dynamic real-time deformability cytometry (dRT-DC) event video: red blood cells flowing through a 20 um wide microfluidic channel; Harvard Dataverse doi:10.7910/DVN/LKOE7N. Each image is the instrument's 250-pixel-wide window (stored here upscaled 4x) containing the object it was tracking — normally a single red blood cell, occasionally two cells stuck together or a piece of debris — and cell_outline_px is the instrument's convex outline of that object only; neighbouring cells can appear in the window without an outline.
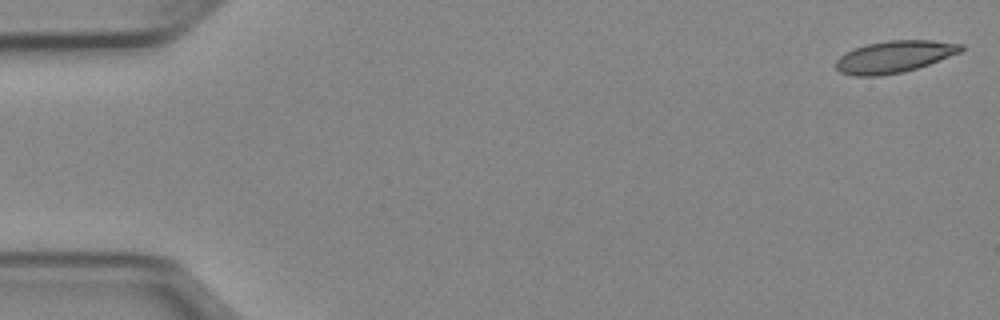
{"species": "Egyptian fruit bat (a non-hibernating species)", "species_latin": "Rousettus aegyptiacus", "temperature_condition": "cold", "stored_images_in_passage": 51, "camera_frame_rate_fps": 3000, "um_per_image_px": 0.085, "animal": {"sex": "female"}, "frame": {"image": 1, "passage_image": 1, "time_ms": 0.0, "image_size_px": [1000, 320], "cell_outline_px": [[964, 48], [960, 52], [928, 64], [904, 72], [880, 76], [856, 76], [840, 72], [836, 68], [836, 60], [844, 52], [868, 44], [888, 40], [932, 40], [964, 44]], "centroid_in_image_um": [76.0, 4.82], "position_along_channel_um": 9.0, "area_um2": 23.18}}
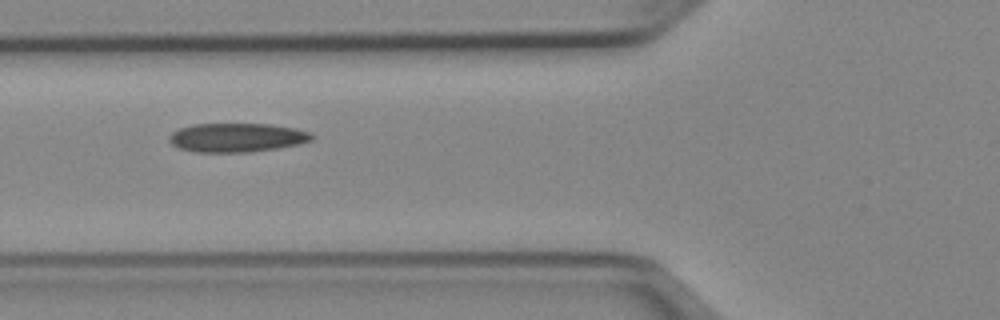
{"frame": {"image": 2, "passage_image": 19, "time_ms": 6.0, "image_size_px": [1000, 320], "cell_outline_px": [[316, 136], [312, 140], [300, 144], [276, 148], [248, 152], [192, 152], [180, 148], [172, 144], [168, 140], [168, 136], [172, 132], [180, 128], [192, 124], [268, 124], [296, 128], [312, 132]], "centroid_in_image_um": [20.15, 11.69], "position_along_channel_um": 105.6, "area_um2": 24.22}}
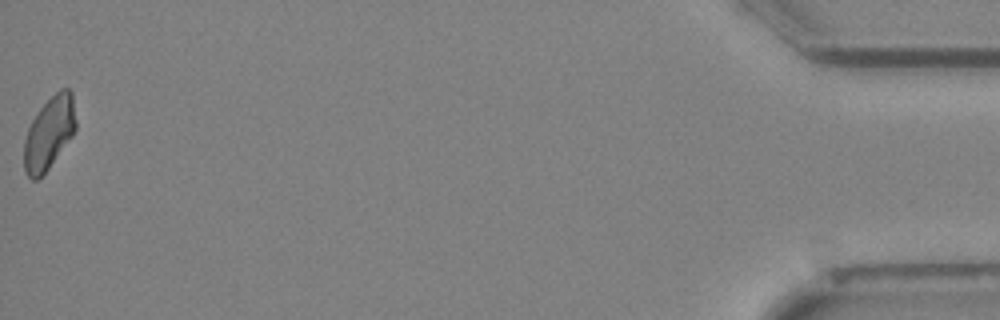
{"frame": {"image": 3, "passage_image": 51, "time_ms": 16.667, "image_size_px": [1000, 320], "cell_outline_px": [[76, 128], [72, 136], [48, 168], [36, 180], [32, 180], [28, 176], [24, 168], [24, 140], [28, 128], [32, 120], [40, 108], [60, 88], [68, 88], [72, 92], [76, 120]], "centroid_in_image_um": [4.18, 11.29], "position_along_channel_um": 431.0, "area_um2": 21.62}, "authors_computed_cell_mechanics": {"area_um2": 23.0622, "velocity_mm_per_s": 3.9569, "shape_relaxation_time_tau1_ms": 9.3176, "shape_relaxation_time_tau2_ms": null, "deformation_change_tau1": 0.1847, "deformation_change_tau2": null}}